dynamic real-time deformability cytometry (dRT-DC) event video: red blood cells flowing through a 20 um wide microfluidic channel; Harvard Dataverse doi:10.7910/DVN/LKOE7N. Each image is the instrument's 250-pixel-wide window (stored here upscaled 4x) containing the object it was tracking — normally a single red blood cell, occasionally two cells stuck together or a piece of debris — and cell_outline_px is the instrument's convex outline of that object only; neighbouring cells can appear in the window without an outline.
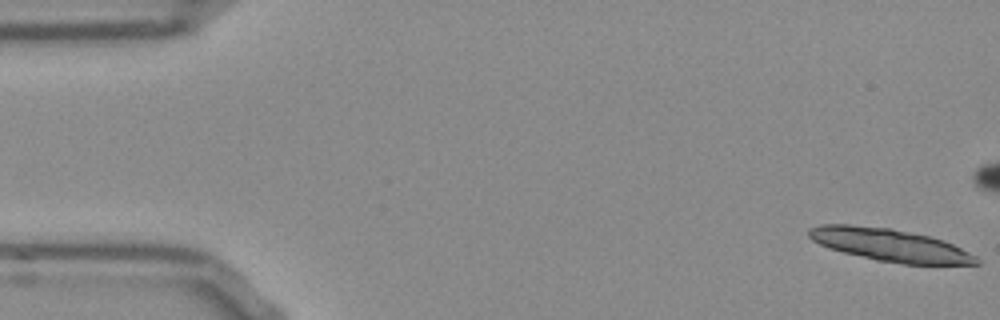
{"species": "Egyptian fruit bat (a non-hibernating species)", "species_latin": "Rousettus aegyptiacus", "temperature_condition": "room temperature", "stored_images_in_passage": 16, "camera_frame_rate_fps": 3000, "um_per_image_px": 0.085, "frame": {"image": 1, "passage_image": 1, "time_ms": 0.0, "image_size_px": [1000, 320], "cell_outline_px": [[980, 264], [904, 264], [876, 260], [844, 252], [820, 244], [812, 240], [808, 236], [808, 228], [820, 224], [852, 224], [892, 228], [928, 236], [944, 240], [976, 256], [980, 260]], "centroid_in_image_um": [75.63, 20.81], "position_along_channel_um": 9.4, "area_um2": 31.67}}